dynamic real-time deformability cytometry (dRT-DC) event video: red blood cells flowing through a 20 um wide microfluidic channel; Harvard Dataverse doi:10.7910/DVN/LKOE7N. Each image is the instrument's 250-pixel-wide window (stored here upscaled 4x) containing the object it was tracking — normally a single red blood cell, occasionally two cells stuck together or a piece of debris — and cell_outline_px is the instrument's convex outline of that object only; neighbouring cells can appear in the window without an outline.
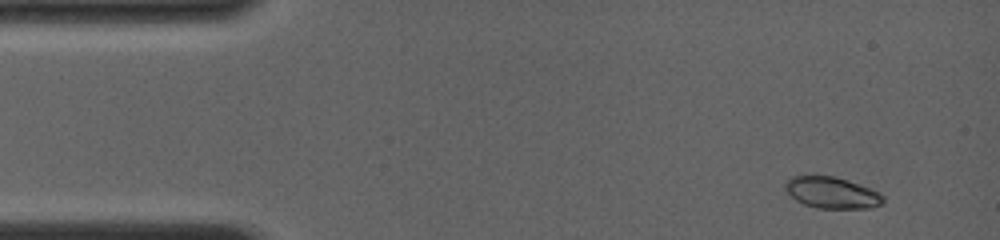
{"species": "common noctule bat (a hibernating species)", "species_latin": "Nyctalus noctula", "temperature_condition": "room temperature", "stored_images_in_passage": 4, "camera_frame_rate_fps": 4000, "um_per_image_px": 0.085, "animal": {"sex": "female", "body_mass_g": 19.0, "forearm_length_mm": 56.7}, "frame": {"image": 1, "passage_image": 1, "time_ms": 0.0, "image_size_px": [1000, 240], "cell_outline_px": [[884, 200], [880, 204], [868, 208], [816, 208], [804, 204], [796, 200], [784, 188], [784, 184], [792, 176], [836, 176], [848, 180], [868, 188], [884, 196]], "centroid_in_image_um": [70.68, 16.37], "position_along_channel_um": 14.3, "area_um2": 17.63}}